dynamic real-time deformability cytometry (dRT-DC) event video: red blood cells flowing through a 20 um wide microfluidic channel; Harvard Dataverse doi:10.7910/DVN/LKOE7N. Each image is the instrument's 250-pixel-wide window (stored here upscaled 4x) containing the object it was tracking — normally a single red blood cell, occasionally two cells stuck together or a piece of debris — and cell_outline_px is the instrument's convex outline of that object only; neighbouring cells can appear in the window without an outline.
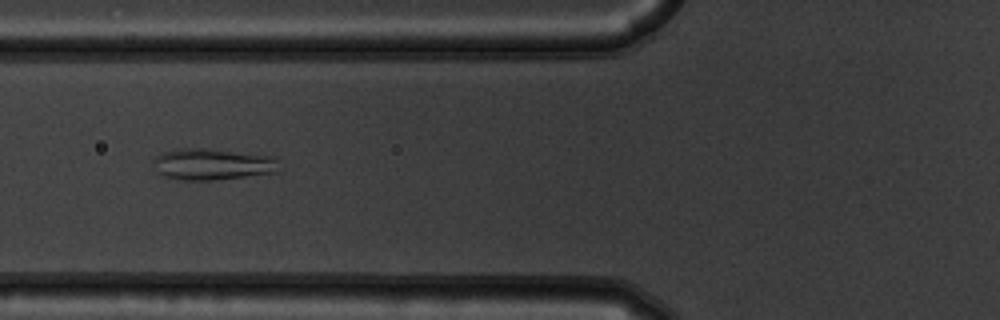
{"species": "common noctule bat (a hibernating species)", "species_latin": "Nyctalus noctula", "temperature_condition": "warm", "stored_images_in_passage": 40, "camera_frame_rate_fps": 3000, "um_per_image_px": 0.085, "animal": {"sex": "male", "body_mass_g": 19.5, "forearm_length_mm": 54.6}, "frame": {"image": 1, "passage_image": 7, "time_ms": 2.0, "image_size_px": [1000, 320], "cell_outline_px": [[280, 172], [212, 180], [168, 180], [156, 172], [152, 160], [160, 152], [176, 148], [200, 148], [276, 156]], "centroid_in_image_um": [17.99, 13.97], "position_along_channel_um": 107.8, "area_um2": 23.52}}
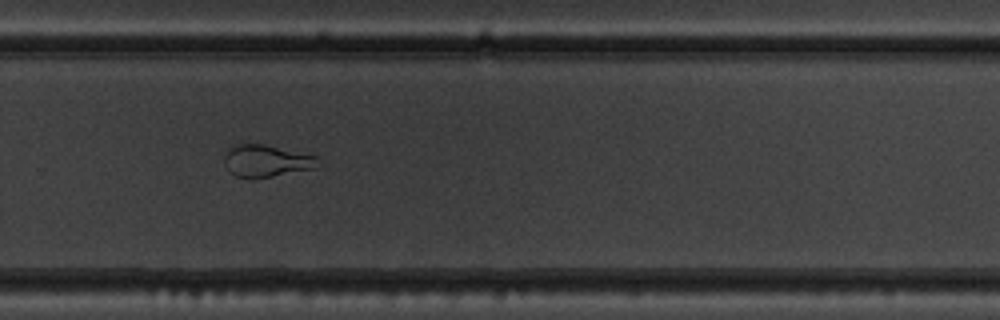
{"frame": {"image": 2, "passage_image": 23, "time_ms": 7.333, "image_size_px": [1000, 320], "cell_outline_px": [[316, 156], [312, 168], [272, 176], [236, 176], [224, 164], [224, 152], [240, 144], [264, 144]], "centroid_in_image_um": [22.56, 13.64], "position_along_channel_um": 307.2, "area_um2": 16.47}, "authors_computed_cell_mechanics": {"area_um2": 22.9466, "velocity_mm_per_s": 3.7519, "shape_relaxation_time_tau1_ms": null, "shape_relaxation_time_tau2_ms": 0.8522, "deformation_change_tau1": null, "deformation_change_tau2": 0.0701}}